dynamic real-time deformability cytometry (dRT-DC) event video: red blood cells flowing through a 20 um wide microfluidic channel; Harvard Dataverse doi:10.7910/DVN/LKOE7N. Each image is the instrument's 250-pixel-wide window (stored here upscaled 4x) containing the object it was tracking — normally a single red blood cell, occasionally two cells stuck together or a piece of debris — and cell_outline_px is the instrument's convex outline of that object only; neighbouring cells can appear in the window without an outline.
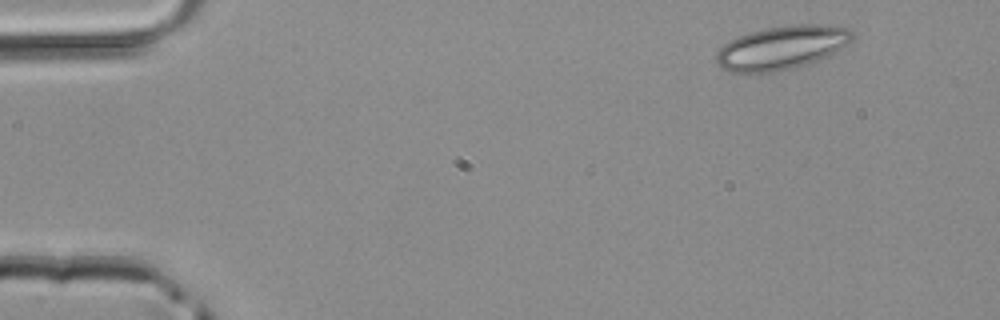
{"species": "common noctule bat (a hibernating species)", "species_latin": "Nyctalus noctula", "temperature_condition": "room temperature", "stored_images_in_passage": 2, "camera_frame_rate_fps": 3000, "um_per_image_px": 0.085, "animal": {"sex": "male", "body_mass_g": 20.4}, "frame": {"image": 1, "passage_image": 1, "time_ms": 0.0, "image_size_px": [1000, 320], "cell_outline_px": [[856, 36], [848, 44], [832, 56], [808, 64], [780, 72], [756, 76], [748, 76], [728, 72], [720, 68], [716, 64], [716, 52], [728, 40], [764, 28], [792, 24], [820, 24], [848, 28]], "centroid_in_image_um": [66.42, 4.11], "position_along_channel_um": 18.6, "area_um2": 36.07}}